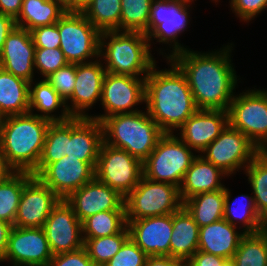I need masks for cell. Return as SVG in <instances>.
<instances>
[{"mask_svg": "<svg viewBox=\"0 0 267 266\" xmlns=\"http://www.w3.org/2000/svg\"><path fill=\"white\" fill-rule=\"evenodd\" d=\"M229 44L206 53L187 48L170 58L186 76L198 109H229L240 79L231 61L234 45Z\"/></svg>", "mask_w": 267, "mask_h": 266, "instance_id": "obj_1", "label": "cell"}, {"mask_svg": "<svg viewBox=\"0 0 267 266\" xmlns=\"http://www.w3.org/2000/svg\"><path fill=\"white\" fill-rule=\"evenodd\" d=\"M166 61L169 69L155 64L145 78V110L165 133H174L198 108L184 73Z\"/></svg>", "mask_w": 267, "mask_h": 266, "instance_id": "obj_2", "label": "cell"}, {"mask_svg": "<svg viewBox=\"0 0 267 266\" xmlns=\"http://www.w3.org/2000/svg\"><path fill=\"white\" fill-rule=\"evenodd\" d=\"M51 121L30 112L7 116L0 127V152L14 171L38 165Z\"/></svg>", "mask_w": 267, "mask_h": 266, "instance_id": "obj_3", "label": "cell"}, {"mask_svg": "<svg viewBox=\"0 0 267 266\" xmlns=\"http://www.w3.org/2000/svg\"><path fill=\"white\" fill-rule=\"evenodd\" d=\"M151 48L145 33L102 31L99 58L108 73L146 77L157 63Z\"/></svg>", "mask_w": 267, "mask_h": 266, "instance_id": "obj_4", "label": "cell"}, {"mask_svg": "<svg viewBox=\"0 0 267 266\" xmlns=\"http://www.w3.org/2000/svg\"><path fill=\"white\" fill-rule=\"evenodd\" d=\"M104 143L124 149L142 163L156 147L165 132L147 111L115 114L102 122Z\"/></svg>", "mask_w": 267, "mask_h": 266, "instance_id": "obj_5", "label": "cell"}, {"mask_svg": "<svg viewBox=\"0 0 267 266\" xmlns=\"http://www.w3.org/2000/svg\"><path fill=\"white\" fill-rule=\"evenodd\" d=\"M174 133H165L142 163L143 176L149 180L181 186L196 153Z\"/></svg>", "mask_w": 267, "mask_h": 266, "instance_id": "obj_6", "label": "cell"}, {"mask_svg": "<svg viewBox=\"0 0 267 266\" xmlns=\"http://www.w3.org/2000/svg\"><path fill=\"white\" fill-rule=\"evenodd\" d=\"M126 220L173 214L183 207L180 189L176 185L141 177L136 187L124 199Z\"/></svg>", "mask_w": 267, "mask_h": 266, "instance_id": "obj_7", "label": "cell"}, {"mask_svg": "<svg viewBox=\"0 0 267 266\" xmlns=\"http://www.w3.org/2000/svg\"><path fill=\"white\" fill-rule=\"evenodd\" d=\"M56 24L60 49L68 63H86L99 58L101 32L81 11H66Z\"/></svg>", "mask_w": 267, "mask_h": 266, "instance_id": "obj_8", "label": "cell"}, {"mask_svg": "<svg viewBox=\"0 0 267 266\" xmlns=\"http://www.w3.org/2000/svg\"><path fill=\"white\" fill-rule=\"evenodd\" d=\"M191 5L192 3L171 0H154L152 3L147 37L150 46L152 40H157L160 44H169L172 50H169L170 54L168 52L164 55L166 59L187 49L179 43L178 37L185 32L190 23Z\"/></svg>", "mask_w": 267, "mask_h": 266, "instance_id": "obj_9", "label": "cell"}, {"mask_svg": "<svg viewBox=\"0 0 267 266\" xmlns=\"http://www.w3.org/2000/svg\"><path fill=\"white\" fill-rule=\"evenodd\" d=\"M229 124L261 150L267 144V90L235 94L228 109Z\"/></svg>", "mask_w": 267, "mask_h": 266, "instance_id": "obj_10", "label": "cell"}, {"mask_svg": "<svg viewBox=\"0 0 267 266\" xmlns=\"http://www.w3.org/2000/svg\"><path fill=\"white\" fill-rule=\"evenodd\" d=\"M143 176L142 162L124 149L102 143L95 177L124 198Z\"/></svg>", "mask_w": 267, "mask_h": 266, "instance_id": "obj_11", "label": "cell"}, {"mask_svg": "<svg viewBox=\"0 0 267 266\" xmlns=\"http://www.w3.org/2000/svg\"><path fill=\"white\" fill-rule=\"evenodd\" d=\"M259 153V148L248 137L228 124L200 155L229 177L244 170Z\"/></svg>", "mask_w": 267, "mask_h": 266, "instance_id": "obj_12", "label": "cell"}, {"mask_svg": "<svg viewBox=\"0 0 267 266\" xmlns=\"http://www.w3.org/2000/svg\"><path fill=\"white\" fill-rule=\"evenodd\" d=\"M145 78L106 72L100 100L104 113L91 118L102 122L111 115L141 111L134 107L145 103Z\"/></svg>", "mask_w": 267, "mask_h": 266, "instance_id": "obj_13", "label": "cell"}, {"mask_svg": "<svg viewBox=\"0 0 267 266\" xmlns=\"http://www.w3.org/2000/svg\"><path fill=\"white\" fill-rule=\"evenodd\" d=\"M52 257L43 227L13 226L2 262L8 261L13 266H47Z\"/></svg>", "mask_w": 267, "mask_h": 266, "instance_id": "obj_14", "label": "cell"}, {"mask_svg": "<svg viewBox=\"0 0 267 266\" xmlns=\"http://www.w3.org/2000/svg\"><path fill=\"white\" fill-rule=\"evenodd\" d=\"M43 229L53 255L84 246L82 222L65 199H61L50 212Z\"/></svg>", "mask_w": 267, "mask_h": 266, "instance_id": "obj_15", "label": "cell"}, {"mask_svg": "<svg viewBox=\"0 0 267 266\" xmlns=\"http://www.w3.org/2000/svg\"><path fill=\"white\" fill-rule=\"evenodd\" d=\"M105 74L106 69L100 58L76 64L75 87L72 96L66 101L71 117L91 118V114L86 112L101 100Z\"/></svg>", "mask_w": 267, "mask_h": 266, "instance_id": "obj_16", "label": "cell"}, {"mask_svg": "<svg viewBox=\"0 0 267 266\" xmlns=\"http://www.w3.org/2000/svg\"><path fill=\"white\" fill-rule=\"evenodd\" d=\"M36 177L61 199H66L95 177V169L88 162L64 156L48 164Z\"/></svg>", "mask_w": 267, "mask_h": 266, "instance_id": "obj_17", "label": "cell"}, {"mask_svg": "<svg viewBox=\"0 0 267 266\" xmlns=\"http://www.w3.org/2000/svg\"><path fill=\"white\" fill-rule=\"evenodd\" d=\"M61 198L37 177H33L20 196L14 225L19 228H41Z\"/></svg>", "mask_w": 267, "mask_h": 266, "instance_id": "obj_18", "label": "cell"}, {"mask_svg": "<svg viewBox=\"0 0 267 266\" xmlns=\"http://www.w3.org/2000/svg\"><path fill=\"white\" fill-rule=\"evenodd\" d=\"M124 199L116 190L94 177L72 192L65 201L83 222L86 218L102 211L126 210Z\"/></svg>", "mask_w": 267, "mask_h": 266, "instance_id": "obj_19", "label": "cell"}, {"mask_svg": "<svg viewBox=\"0 0 267 266\" xmlns=\"http://www.w3.org/2000/svg\"><path fill=\"white\" fill-rule=\"evenodd\" d=\"M229 124L228 111L198 109L176 134L193 152L202 153ZM180 134V135H179Z\"/></svg>", "mask_w": 267, "mask_h": 266, "instance_id": "obj_20", "label": "cell"}, {"mask_svg": "<svg viewBox=\"0 0 267 266\" xmlns=\"http://www.w3.org/2000/svg\"><path fill=\"white\" fill-rule=\"evenodd\" d=\"M130 238L147 256H170L172 214L127 220Z\"/></svg>", "mask_w": 267, "mask_h": 266, "instance_id": "obj_21", "label": "cell"}, {"mask_svg": "<svg viewBox=\"0 0 267 266\" xmlns=\"http://www.w3.org/2000/svg\"><path fill=\"white\" fill-rule=\"evenodd\" d=\"M103 142V127L98 120L75 117L67 120L66 156L88 162L96 169Z\"/></svg>", "mask_w": 267, "mask_h": 266, "instance_id": "obj_22", "label": "cell"}, {"mask_svg": "<svg viewBox=\"0 0 267 266\" xmlns=\"http://www.w3.org/2000/svg\"><path fill=\"white\" fill-rule=\"evenodd\" d=\"M35 45L27 29L15 27L0 51V67L11 74L32 82L34 79Z\"/></svg>", "mask_w": 267, "mask_h": 266, "instance_id": "obj_23", "label": "cell"}, {"mask_svg": "<svg viewBox=\"0 0 267 266\" xmlns=\"http://www.w3.org/2000/svg\"><path fill=\"white\" fill-rule=\"evenodd\" d=\"M244 235L243 230L223 218L199 227L198 250L230 260Z\"/></svg>", "mask_w": 267, "mask_h": 266, "instance_id": "obj_24", "label": "cell"}, {"mask_svg": "<svg viewBox=\"0 0 267 266\" xmlns=\"http://www.w3.org/2000/svg\"><path fill=\"white\" fill-rule=\"evenodd\" d=\"M228 175L207 161L202 155H197L187 169L182 184L179 187L180 196L186 199L203 192H213L225 188L221 182Z\"/></svg>", "mask_w": 267, "mask_h": 266, "instance_id": "obj_25", "label": "cell"}, {"mask_svg": "<svg viewBox=\"0 0 267 266\" xmlns=\"http://www.w3.org/2000/svg\"><path fill=\"white\" fill-rule=\"evenodd\" d=\"M170 256L184 263L198 250L199 226L183 206L172 214Z\"/></svg>", "mask_w": 267, "mask_h": 266, "instance_id": "obj_26", "label": "cell"}, {"mask_svg": "<svg viewBox=\"0 0 267 266\" xmlns=\"http://www.w3.org/2000/svg\"><path fill=\"white\" fill-rule=\"evenodd\" d=\"M34 81L30 82L29 112L41 118L48 119L51 122H62L71 119L72 117L67 109L66 101L50 83L46 79H41L38 82ZM60 108L61 114L58 116L54 112ZM34 110L40 113L37 114Z\"/></svg>", "mask_w": 267, "mask_h": 266, "instance_id": "obj_27", "label": "cell"}, {"mask_svg": "<svg viewBox=\"0 0 267 266\" xmlns=\"http://www.w3.org/2000/svg\"><path fill=\"white\" fill-rule=\"evenodd\" d=\"M230 192L231 190L225 187L223 218L233 226L243 229L245 234L264 230L267 227V222L257 212L254 197L241 194L232 200ZM237 224L241 226H237Z\"/></svg>", "mask_w": 267, "mask_h": 266, "instance_id": "obj_28", "label": "cell"}, {"mask_svg": "<svg viewBox=\"0 0 267 266\" xmlns=\"http://www.w3.org/2000/svg\"><path fill=\"white\" fill-rule=\"evenodd\" d=\"M30 82L0 67V108L6 116L29 112Z\"/></svg>", "mask_w": 267, "mask_h": 266, "instance_id": "obj_29", "label": "cell"}, {"mask_svg": "<svg viewBox=\"0 0 267 266\" xmlns=\"http://www.w3.org/2000/svg\"><path fill=\"white\" fill-rule=\"evenodd\" d=\"M66 13L56 0H23L16 26L33 30L39 26L52 25Z\"/></svg>", "mask_w": 267, "mask_h": 266, "instance_id": "obj_30", "label": "cell"}, {"mask_svg": "<svg viewBox=\"0 0 267 266\" xmlns=\"http://www.w3.org/2000/svg\"><path fill=\"white\" fill-rule=\"evenodd\" d=\"M225 205V188L213 192L196 194L183 203L199 227L223 219Z\"/></svg>", "mask_w": 267, "mask_h": 266, "instance_id": "obj_31", "label": "cell"}, {"mask_svg": "<svg viewBox=\"0 0 267 266\" xmlns=\"http://www.w3.org/2000/svg\"><path fill=\"white\" fill-rule=\"evenodd\" d=\"M31 172L14 171L0 183V219L14 225L24 186L33 178Z\"/></svg>", "mask_w": 267, "mask_h": 266, "instance_id": "obj_32", "label": "cell"}, {"mask_svg": "<svg viewBox=\"0 0 267 266\" xmlns=\"http://www.w3.org/2000/svg\"><path fill=\"white\" fill-rule=\"evenodd\" d=\"M100 31H120L121 0H90L81 10Z\"/></svg>", "mask_w": 267, "mask_h": 266, "instance_id": "obj_33", "label": "cell"}, {"mask_svg": "<svg viewBox=\"0 0 267 266\" xmlns=\"http://www.w3.org/2000/svg\"><path fill=\"white\" fill-rule=\"evenodd\" d=\"M234 266H267V227L245 234L232 258Z\"/></svg>", "mask_w": 267, "mask_h": 266, "instance_id": "obj_34", "label": "cell"}, {"mask_svg": "<svg viewBox=\"0 0 267 266\" xmlns=\"http://www.w3.org/2000/svg\"><path fill=\"white\" fill-rule=\"evenodd\" d=\"M127 226L126 210L102 211L82 222L83 238H99L120 233Z\"/></svg>", "mask_w": 267, "mask_h": 266, "instance_id": "obj_35", "label": "cell"}, {"mask_svg": "<svg viewBox=\"0 0 267 266\" xmlns=\"http://www.w3.org/2000/svg\"><path fill=\"white\" fill-rule=\"evenodd\" d=\"M67 153V121L51 122L37 167L31 172L36 177L48 164L54 163Z\"/></svg>", "mask_w": 267, "mask_h": 266, "instance_id": "obj_36", "label": "cell"}, {"mask_svg": "<svg viewBox=\"0 0 267 266\" xmlns=\"http://www.w3.org/2000/svg\"><path fill=\"white\" fill-rule=\"evenodd\" d=\"M256 210L267 222V156L261 152L245 167Z\"/></svg>", "mask_w": 267, "mask_h": 266, "instance_id": "obj_37", "label": "cell"}, {"mask_svg": "<svg viewBox=\"0 0 267 266\" xmlns=\"http://www.w3.org/2000/svg\"><path fill=\"white\" fill-rule=\"evenodd\" d=\"M129 237V229L126 226L120 233L99 238H83V241L89 258L94 264L104 266L117 254Z\"/></svg>", "mask_w": 267, "mask_h": 266, "instance_id": "obj_38", "label": "cell"}, {"mask_svg": "<svg viewBox=\"0 0 267 266\" xmlns=\"http://www.w3.org/2000/svg\"><path fill=\"white\" fill-rule=\"evenodd\" d=\"M154 0H121L120 31L148 35L151 7Z\"/></svg>", "mask_w": 267, "mask_h": 266, "instance_id": "obj_39", "label": "cell"}, {"mask_svg": "<svg viewBox=\"0 0 267 266\" xmlns=\"http://www.w3.org/2000/svg\"><path fill=\"white\" fill-rule=\"evenodd\" d=\"M68 64L60 48H35L34 68L43 79Z\"/></svg>", "mask_w": 267, "mask_h": 266, "instance_id": "obj_40", "label": "cell"}, {"mask_svg": "<svg viewBox=\"0 0 267 266\" xmlns=\"http://www.w3.org/2000/svg\"><path fill=\"white\" fill-rule=\"evenodd\" d=\"M50 85L67 101L73 94L76 80V64L68 63L46 78Z\"/></svg>", "mask_w": 267, "mask_h": 266, "instance_id": "obj_41", "label": "cell"}, {"mask_svg": "<svg viewBox=\"0 0 267 266\" xmlns=\"http://www.w3.org/2000/svg\"><path fill=\"white\" fill-rule=\"evenodd\" d=\"M147 258L142 249L129 237L104 266H145Z\"/></svg>", "mask_w": 267, "mask_h": 266, "instance_id": "obj_42", "label": "cell"}, {"mask_svg": "<svg viewBox=\"0 0 267 266\" xmlns=\"http://www.w3.org/2000/svg\"><path fill=\"white\" fill-rule=\"evenodd\" d=\"M229 3L232 12L240 21L247 23L267 8V0H230Z\"/></svg>", "mask_w": 267, "mask_h": 266, "instance_id": "obj_43", "label": "cell"}, {"mask_svg": "<svg viewBox=\"0 0 267 266\" xmlns=\"http://www.w3.org/2000/svg\"><path fill=\"white\" fill-rule=\"evenodd\" d=\"M30 33L35 48H60V34L56 23L36 27Z\"/></svg>", "mask_w": 267, "mask_h": 266, "instance_id": "obj_44", "label": "cell"}, {"mask_svg": "<svg viewBox=\"0 0 267 266\" xmlns=\"http://www.w3.org/2000/svg\"><path fill=\"white\" fill-rule=\"evenodd\" d=\"M47 266H96L89 258L86 248L53 255Z\"/></svg>", "mask_w": 267, "mask_h": 266, "instance_id": "obj_45", "label": "cell"}, {"mask_svg": "<svg viewBox=\"0 0 267 266\" xmlns=\"http://www.w3.org/2000/svg\"><path fill=\"white\" fill-rule=\"evenodd\" d=\"M227 259L197 250L186 262L187 266H223Z\"/></svg>", "mask_w": 267, "mask_h": 266, "instance_id": "obj_46", "label": "cell"}, {"mask_svg": "<svg viewBox=\"0 0 267 266\" xmlns=\"http://www.w3.org/2000/svg\"><path fill=\"white\" fill-rule=\"evenodd\" d=\"M15 27V19L0 12V51L2 50L3 45L5 44L7 36L12 32Z\"/></svg>", "mask_w": 267, "mask_h": 266, "instance_id": "obj_47", "label": "cell"}, {"mask_svg": "<svg viewBox=\"0 0 267 266\" xmlns=\"http://www.w3.org/2000/svg\"><path fill=\"white\" fill-rule=\"evenodd\" d=\"M184 262L171 256H148L145 266H184Z\"/></svg>", "mask_w": 267, "mask_h": 266, "instance_id": "obj_48", "label": "cell"}, {"mask_svg": "<svg viewBox=\"0 0 267 266\" xmlns=\"http://www.w3.org/2000/svg\"><path fill=\"white\" fill-rule=\"evenodd\" d=\"M23 0H0V12L16 19L20 13Z\"/></svg>", "mask_w": 267, "mask_h": 266, "instance_id": "obj_49", "label": "cell"}, {"mask_svg": "<svg viewBox=\"0 0 267 266\" xmlns=\"http://www.w3.org/2000/svg\"><path fill=\"white\" fill-rule=\"evenodd\" d=\"M12 227V224L0 219V262L4 259Z\"/></svg>", "mask_w": 267, "mask_h": 266, "instance_id": "obj_50", "label": "cell"}, {"mask_svg": "<svg viewBox=\"0 0 267 266\" xmlns=\"http://www.w3.org/2000/svg\"><path fill=\"white\" fill-rule=\"evenodd\" d=\"M14 170L7 164L5 157L0 152V183L10 176Z\"/></svg>", "mask_w": 267, "mask_h": 266, "instance_id": "obj_51", "label": "cell"}, {"mask_svg": "<svg viewBox=\"0 0 267 266\" xmlns=\"http://www.w3.org/2000/svg\"><path fill=\"white\" fill-rule=\"evenodd\" d=\"M66 11H80V0H56Z\"/></svg>", "mask_w": 267, "mask_h": 266, "instance_id": "obj_52", "label": "cell"}, {"mask_svg": "<svg viewBox=\"0 0 267 266\" xmlns=\"http://www.w3.org/2000/svg\"><path fill=\"white\" fill-rule=\"evenodd\" d=\"M6 118H7V116L3 113V111L0 108V127L4 123Z\"/></svg>", "mask_w": 267, "mask_h": 266, "instance_id": "obj_53", "label": "cell"}, {"mask_svg": "<svg viewBox=\"0 0 267 266\" xmlns=\"http://www.w3.org/2000/svg\"><path fill=\"white\" fill-rule=\"evenodd\" d=\"M90 0H80V11L83 9V7L89 2Z\"/></svg>", "mask_w": 267, "mask_h": 266, "instance_id": "obj_54", "label": "cell"}, {"mask_svg": "<svg viewBox=\"0 0 267 266\" xmlns=\"http://www.w3.org/2000/svg\"><path fill=\"white\" fill-rule=\"evenodd\" d=\"M223 266H234V262L232 261V259L227 260Z\"/></svg>", "mask_w": 267, "mask_h": 266, "instance_id": "obj_55", "label": "cell"}, {"mask_svg": "<svg viewBox=\"0 0 267 266\" xmlns=\"http://www.w3.org/2000/svg\"><path fill=\"white\" fill-rule=\"evenodd\" d=\"M260 152H261L263 155L267 156V144L260 150Z\"/></svg>", "mask_w": 267, "mask_h": 266, "instance_id": "obj_56", "label": "cell"}, {"mask_svg": "<svg viewBox=\"0 0 267 266\" xmlns=\"http://www.w3.org/2000/svg\"><path fill=\"white\" fill-rule=\"evenodd\" d=\"M171 1H182V2L194 3V0H171Z\"/></svg>", "mask_w": 267, "mask_h": 266, "instance_id": "obj_57", "label": "cell"}, {"mask_svg": "<svg viewBox=\"0 0 267 266\" xmlns=\"http://www.w3.org/2000/svg\"><path fill=\"white\" fill-rule=\"evenodd\" d=\"M212 1H214L215 3L220 2V0H212Z\"/></svg>", "mask_w": 267, "mask_h": 266, "instance_id": "obj_58", "label": "cell"}]
</instances>
